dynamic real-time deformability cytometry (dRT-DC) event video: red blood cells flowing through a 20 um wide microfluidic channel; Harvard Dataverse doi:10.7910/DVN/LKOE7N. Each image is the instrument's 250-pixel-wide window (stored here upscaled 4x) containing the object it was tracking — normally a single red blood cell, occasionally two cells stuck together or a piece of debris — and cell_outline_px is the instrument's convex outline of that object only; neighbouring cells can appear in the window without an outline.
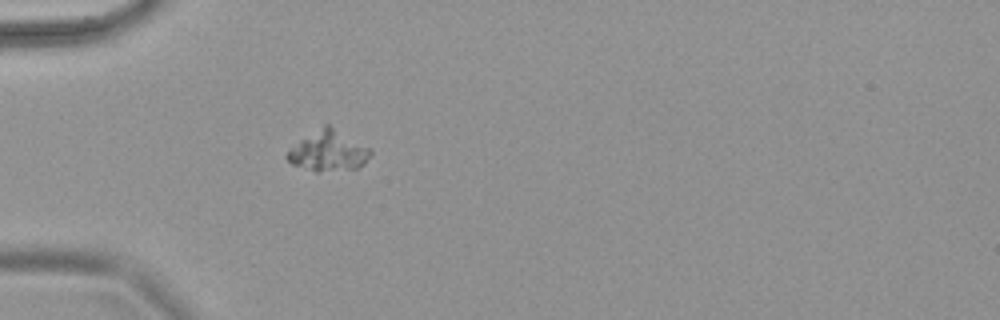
{"species": "common noctule bat (a hibernating species)", "species_latin": "Nyctalus noctula", "temperature_condition": "warm", "stored_images_in_passage": 47, "camera_frame_rate_fps": 3000, "um_per_image_px": 0.085, "animal": {"sex": "female", "body_mass_g": 18.4}, "frame": {"image": 1, "passage_image": 1, "time_ms": 0.0, "image_size_px": [1000, 320], "cell_outline_px": [[372, 152], [364, 164], [356, 168], [320, 172], [316, 172], [292, 164], [284, 156], [300, 140], [324, 124], [328, 124], [368, 148]], "centroid_in_image_um": [27.88, 12.86], "position_along_channel_um": 57.1, "area_um2": 19.07}}
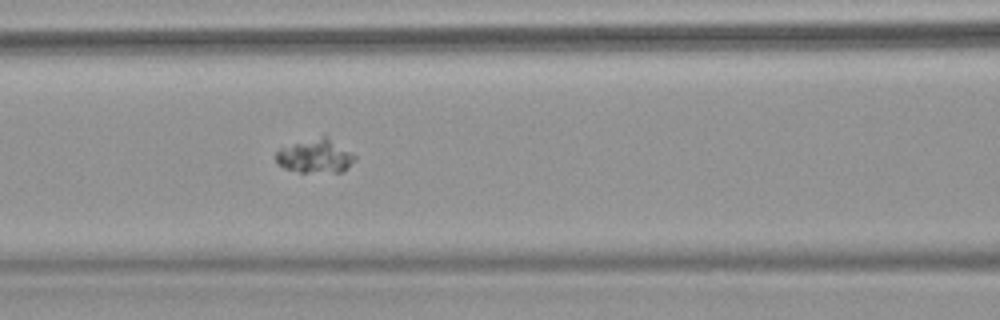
{"frame": {"image": 2, "passage_image": 10, "time_ms": 3.0, "image_size_px": [1000, 320], "cell_outline_px": [[356, 160], [348, 168], [340, 172], [300, 172], [284, 168], [276, 164], [276, 152], [280, 148], [324, 132], [352, 152], [356, 156]], "centroid_in_image_um": [26.83, 13.21], "position_along_channel_um": 139.8, "area_um2": 16.24}}
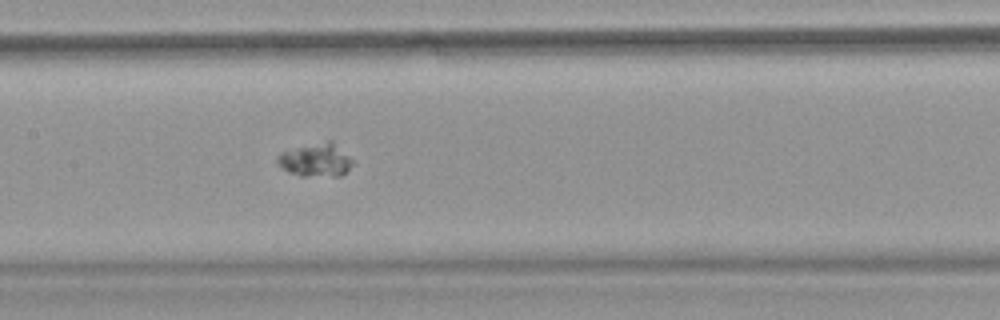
{"frame": {"image": 3, "passage_image": 14, "time_ms": 4.333, "image_size_px": [1000, 320], "cell_outline_px": [[356, 164], [340, 176], [300, 176], [288, 172], [276, 160], [276, 156], [280, 152], [328, 140], [332, 140], [356, 160]], "centroid_in_image_um": [26.93, 13.6], "position_along_channel_um": 180.5, "area_um2": 14.85}}